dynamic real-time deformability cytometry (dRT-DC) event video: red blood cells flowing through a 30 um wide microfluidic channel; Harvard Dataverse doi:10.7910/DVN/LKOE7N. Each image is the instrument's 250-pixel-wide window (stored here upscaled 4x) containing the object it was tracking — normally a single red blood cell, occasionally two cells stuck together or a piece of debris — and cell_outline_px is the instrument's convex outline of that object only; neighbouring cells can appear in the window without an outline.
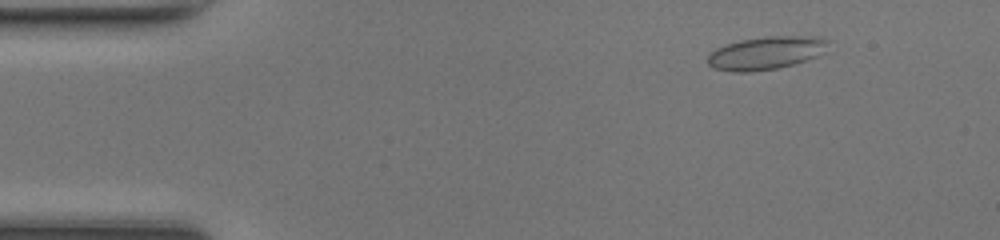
{"species": "common noctule bat (a hibernating species)", "species_latin": "Nyctalus noctula", "temperature_condition": "room temperature", "stored_images_in_passage": 46, "camera_frame_rate_fps": 3000, "um_per_image_px": 0.085, "animal": {"sex": "female", "body_mass_g": 17.0, "forearm_length_mm": 48.0}, "frame": {"image": 1, "passage_image": 4, "time_ms": 1.0, "image_size_px": [1000, 240], "cell_outline_px": [[832, 40], [828, 52], [792, 64], [776, 68], [748, 72], [732, 72], [712, 68], [708, 64], [708, 52], [724, 44], [740, 40], [768, 36], [812, 36]], "centroid_in_image_um": [65.13, 4.49], "position_along_channel_um": 19.9, "area_um2": 23.52}}
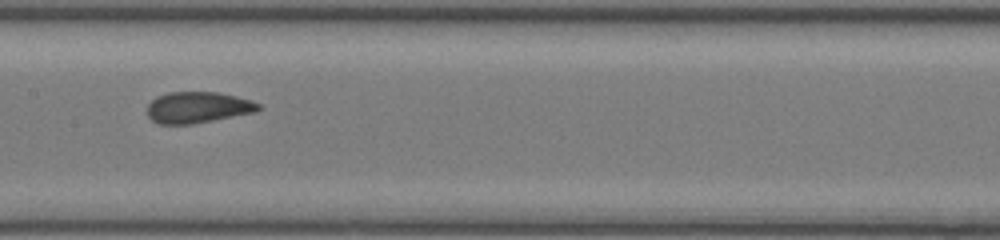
{"frame": {"image": 2, "passage_image": 22, "time_ms": 7.0, "image_size_px": [1000, 240], "cell_outline_px": [[260, 108], [256, 112], [192, 124], [156, 124], [148, 116], [148, 104], [156, 96], [168, 92], [220, 92], [252, 100], [260, 104]], "centroid_in_image_um": [16.81, 9.12], "position_along_channel_um": 190.6, "area_um2": 20.35}}
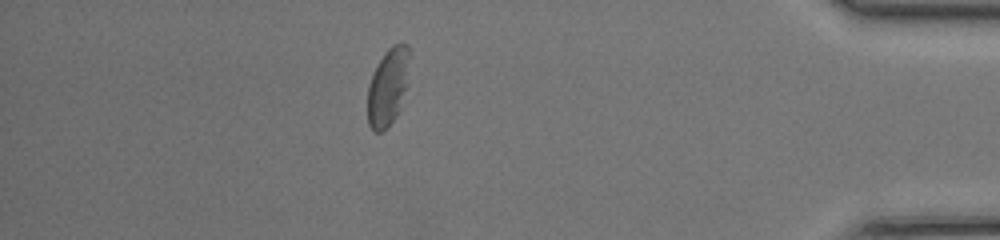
{"frame": {"image": 3, "passage_image": 40, "time_ms": 13.0, "image_size_px": [1000, 240], "cell_outline_px": [[412, 56], [408, 84], [400, 108], [396, 116], [380, 132], [372, 132], [368, 124], [368, 84], [384, 52], [392, 44], [408, 44], [412, 52]], "centroid_in_image_um": [33.03, 7.32], "position_along_channel_um": 402.2, "area_um2": 19.36}, "authors_computed_cell_mechanics": {"area_um2": 20.7502, "velocity_mm_per_s": 4.3097, "shape_relaxation_time_tau1_ms": 4.365, "shape_relaxation_time_tau2_ms": null, "deformation_change_tau1": 0.1134, "deformation_change_tau2": null}}